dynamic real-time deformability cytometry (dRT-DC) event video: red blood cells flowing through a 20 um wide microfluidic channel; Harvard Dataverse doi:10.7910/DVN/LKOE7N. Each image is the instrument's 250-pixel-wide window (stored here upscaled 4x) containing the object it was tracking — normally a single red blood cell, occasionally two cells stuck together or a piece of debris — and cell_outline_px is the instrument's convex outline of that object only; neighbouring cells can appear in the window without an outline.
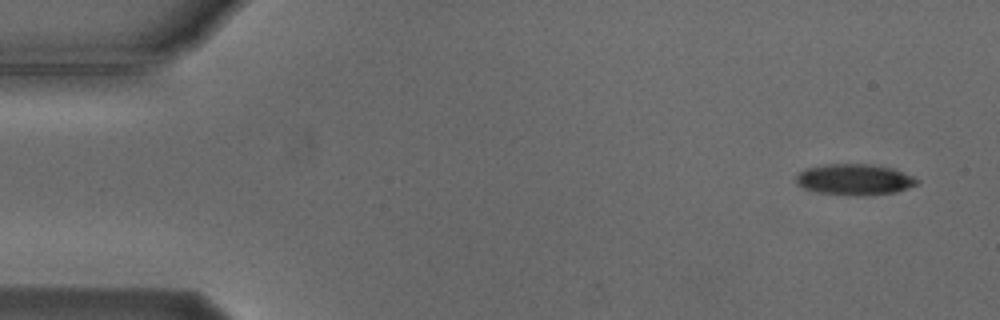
{"species": "Egyptian fruit bat (a non-hibernating species)", "species_latin": "Rousettus aegyptiacus", "temperature_condition": "cold", "stored_images_in_passage": 4, "camera_frame_rate_fps": 3000, "um_per_image_px": 0.085, "animal": {"sex": "male"}, "frame": {"image": 1, "passage_image": 1, "time_ms": 0.0, "image_size_px": [1000, 320], "cell_outline_px": [[920, 180], [916, 184], [908, 188], [896, 192], [868, 196], [848, 196], [816, 192], [804, 188], [796, 184], [796, 176], [804, 168], [824, 164], [872, 164], [892, 168], [912, 176]], "centroid_in_image_um": [72.61, 15.27], "position_along_channel_um": 12.4, "area_um2": 22.2}}
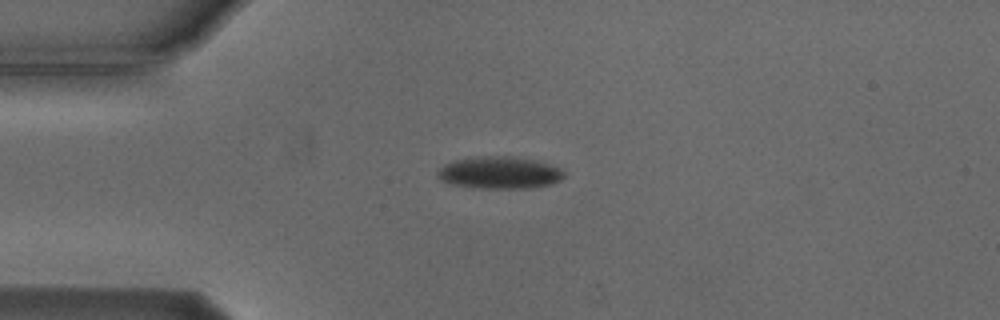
{"frame": {"image": 2, "passage_image": 4, "time_ms": 3.333, "image_size_px": [1000, 320], "cell_outline_px": [[564, 176], [560, 180], [552, 184], [528, 188], [480, 188], [452, 184], [440, 180], [436, 176], [436, 172], [444, 164], [456, 160], [480, 156], [512, 156], [536, 160], [552, 164], [560, 168], [564, 172]], "centroid_in_image_um": [42.47, 14.67], "position_along_channel_um": 42.5, "area_um2": 23.81}}